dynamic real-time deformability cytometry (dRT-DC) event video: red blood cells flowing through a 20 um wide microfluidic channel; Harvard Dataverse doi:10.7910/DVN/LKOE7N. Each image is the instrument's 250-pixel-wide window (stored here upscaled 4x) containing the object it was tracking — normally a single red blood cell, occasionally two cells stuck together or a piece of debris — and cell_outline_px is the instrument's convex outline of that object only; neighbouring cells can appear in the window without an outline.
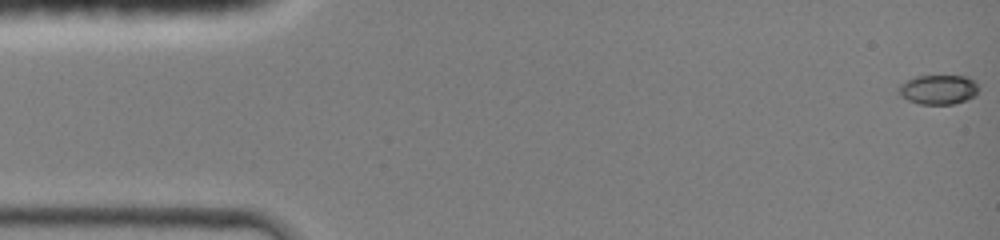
{"species": "common noctule bat (a hibernating species)", "species_latin": "Nyctalus noctula", "temperature_condition": "room temperature", "stored_images_in_passage": 45, "camera_frame_rate_fps": 3000, "um_per_image_px": 0.085, "animal": {"sex": "female", "body_mass_g": 19.0, "forearm_length_mm": 51.5}, "frame": {"image": 1, "passage_image": 1, "time_ms": 0.0, "image_size_px": [1000, 240], "cell_outline_px": [[976, 92], [972, 96], [964, 100], [952, 104], [920, 104], [908, 100], [900, 96], [896, 92], [896, 88], [900, 84], [916, 76], [964, 76], [972, 80], [976, 84]], "centroid_in_image_um": [79.65, 7.61], "position_along_channel_um": 5.3, "area_um2": 13.53}}
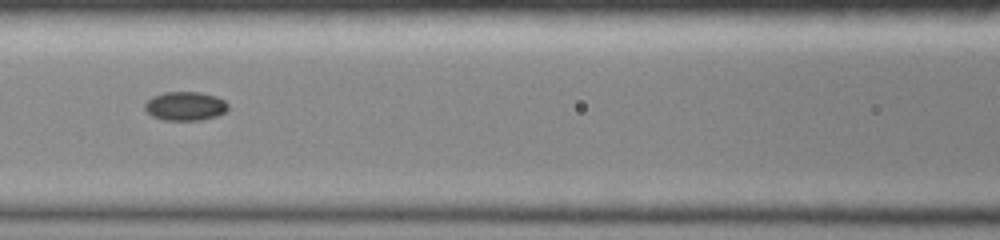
{"frame": {"image": 2, "passage_image": 20, "time_ms": 6.333, "image_size_px": [1000, 240], "cell_outline_px": [[228, 108], [224, 112], [216, 116], [200, 120], [164, 120], [152, 116], [144, 108], [144, 104], [152, 96], [164, 92], [200, 92], [216, 96], [224, 100], [228, 104]], "centroid_in_image_um": [15.74, 9.01], "position_along_channel_um": 150.9, "area_um2": 13.99}}
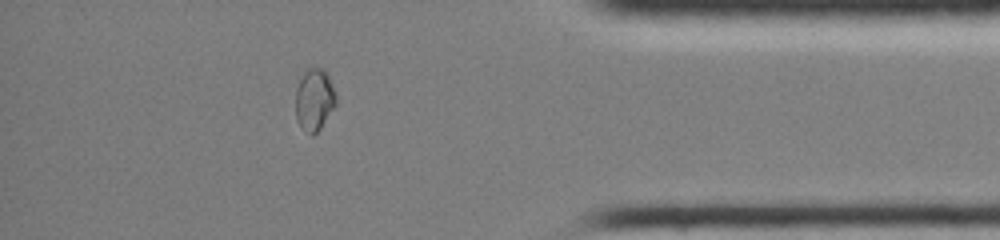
{"frame": {"image": 3, "passage_image": 39, "time_ms": 12.667, "image_size_px": [1000, 240], "cell_outline_px": [[336, 104], [320, 128], [312, 136], [304, 132], [296, 120], [296, 88], [304, 72], [308, 68], [320, 68], [328, 76], [336, 92]], "centroid_in_image_um": [26.71, 8.5], "position_along_channel_um": 408.5, "area_um2": 14.51}, "authors_computed_cell_mechanics": {"area_um2": 13.6408, "velocity_mm_per_s": 4.351, "shape_relaxation_time_tau1_ms": null, "shape_relaxation_time_tau2_ms": 4.7514, "deformation_change_tau1": null, "deformation_change_tau2": 0.0394}}